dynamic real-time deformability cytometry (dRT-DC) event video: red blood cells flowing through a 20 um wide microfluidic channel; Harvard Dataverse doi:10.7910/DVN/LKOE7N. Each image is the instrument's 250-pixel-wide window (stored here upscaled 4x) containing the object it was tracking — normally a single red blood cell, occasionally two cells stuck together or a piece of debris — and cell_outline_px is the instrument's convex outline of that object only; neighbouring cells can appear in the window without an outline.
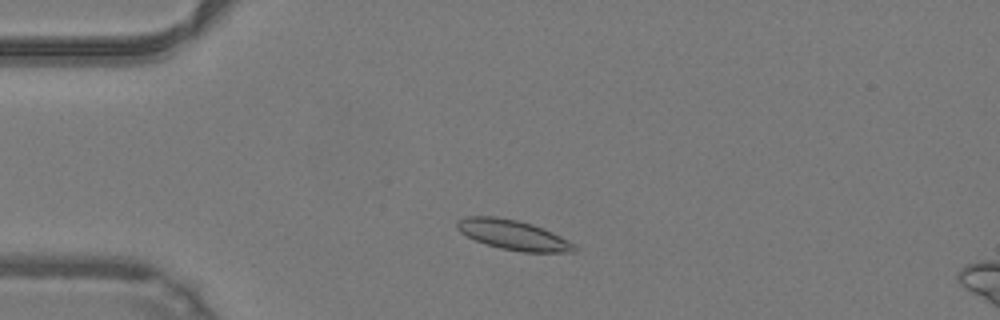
{"species": "common noctule bat (a hibernating species)", "species_latin": "Nyctalus noctula", "temperature_condition": "warm", "stored_images_in_passage": 44, "camera_frame_rate_fps": 3000, "um_per_image_px": 0.085, "animal": {"sex": "male", "body_mass_g": 19.2, "forearm_length_mm": 51.8}, "frame": {"image": 1, "passage_image": 7, "time_ms": 2.0, "image_size_px": [1000, 320], "cell_outline_px": [[580, 248], [576, 252], [520, 252], [500, 248], [484, 244], [460, 232], [456, 228], [456, 220], [468, 216], [496, 216], [516, 220], [532, 224], [544, 228], [568, 240]], "centroid_in_image_um": [43.63, 19.97], "position_along_channel_um": 41.4, "area_um2": 20.58}}
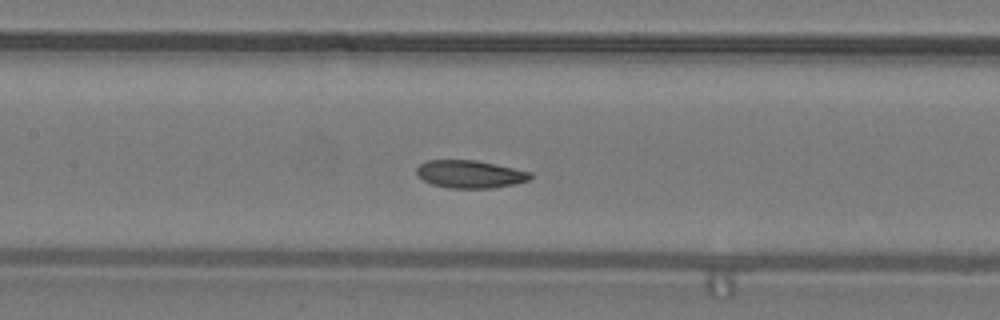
{"frame": {"image": 2, "passage_image": 18, "time_ms": 5.667, "image_size_px": [1000, 320], "cell_outline_px": [[532, 176], [528, 180], [516, 184], [492, 188], [448, 188], [432, 184], [416, 176], [416, 168], [420, 164], [428, 160], [476, 160], [532, 172]], "centroid_in_image_um": [39.93, 14.8], "position_along_channel_um": 167.5, "area_um2": 18.44}}
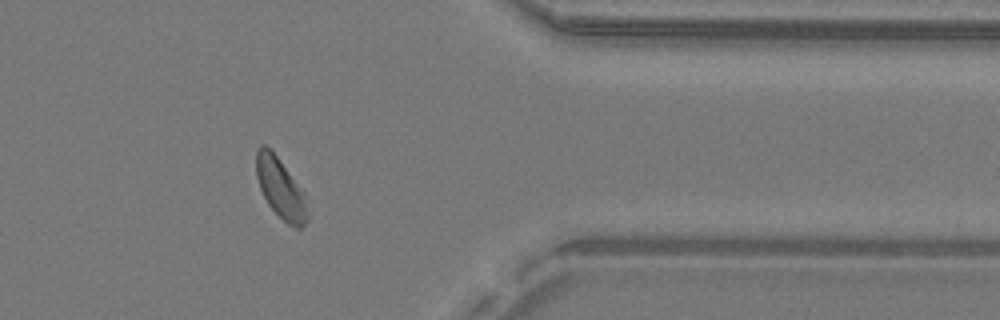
{"frame": {"image": 3, "passage_image": 35, "time_ms": 11.333, "image_size_px": [1000, 320], "cell_outline_px": [[308, 220], [300, 228], [296, 228], [288, 224], [268, 204], [260, 188], [256, 176], [256, 148], [260, 144], [264, 144], [276, 156], [304, 192], [308, 216]], "centroid_in_image_um": [23.83, 16.0], "position_along_channel_um": 387.6, "area_um2": 17.63}, "authors_computed_cell_mechanics": {"area_um2": 18.9873, "velocity_mm_per_s": 4.205, "shape_relaxation_time_tau1_ms": 2.6381, "shape_relaxation_time_tau2_ms": null, "deformation_change_tau1": 0.0953, "deformation_change_tau2": null}}